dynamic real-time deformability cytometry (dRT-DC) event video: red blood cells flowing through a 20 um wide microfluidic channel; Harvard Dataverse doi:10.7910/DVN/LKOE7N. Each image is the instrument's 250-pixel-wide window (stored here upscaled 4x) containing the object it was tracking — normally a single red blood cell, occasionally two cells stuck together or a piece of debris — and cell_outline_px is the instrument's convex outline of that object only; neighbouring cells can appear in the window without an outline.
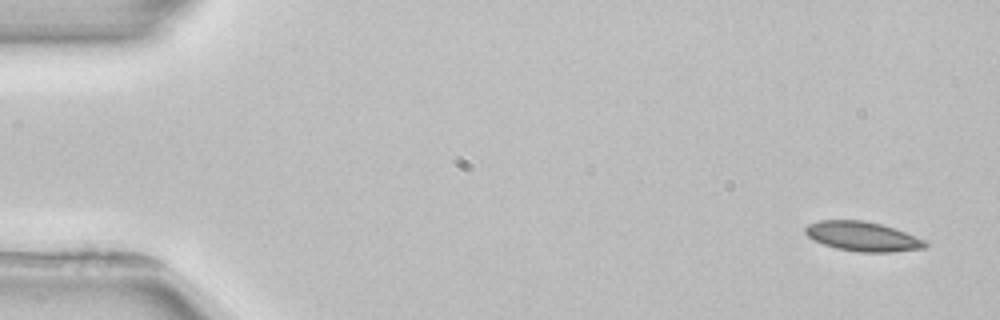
{"species": "common noctule bat (a hibernating species)", "species_latin": "Nyctalus noctula", "temperature_condition": "room temperature", "stored_images_in_passage": 5, "camera_frame_rate_fps": 3000, "um_per_image_px": 0.085, "animal": {"sex": "female", "body_mass_g": 22.7, "forearm_length_mm": 54.2}, "frame": {"image": 1, "passage_image": 1, "time_ms": 0.0, "image_size_px": [1000, 320], "cell_outline_px": [[928, 244], [924, 248], [892, 252], [860, 252], [836, 248], [824, 244], [808, 236], [804, 232], [804, 228], [808, 224], [820, 220], [864, 220], [880, 224], [904, 232], [924, 240]], "centroid_in_image_um": [73.29, 20.09], "position_along_channel_um": 11.7, "area_um2": 20.35}}